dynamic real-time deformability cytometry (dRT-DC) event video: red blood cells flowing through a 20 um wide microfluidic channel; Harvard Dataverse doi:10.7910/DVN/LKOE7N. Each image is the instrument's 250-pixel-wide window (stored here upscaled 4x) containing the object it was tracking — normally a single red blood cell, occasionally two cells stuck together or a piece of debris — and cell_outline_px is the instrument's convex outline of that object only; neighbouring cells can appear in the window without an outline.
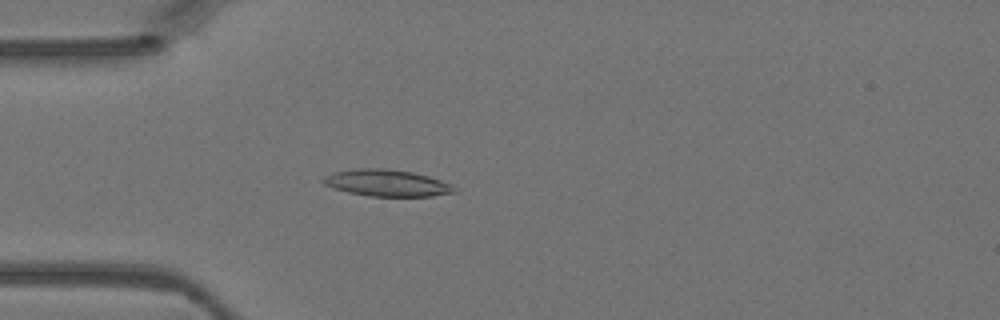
{"species": "Egyptian fruit bat (a non-hibernating species)", "species_latin": "Rousettus aegyptiacus", "temperature_condition": "warm", "stored_images_in_passage": 5, "camera_frame_rate_fps": 3000, "um_per_image_px": 0.085, "animal": {"sex": "female"}, "frame": {"image": 1, "passage_image": 5, "time_ms": 1.333, "image_size_px": [1000, 320], "cell_outline_px": [[456, 192], [432, 196], [368, 196], [348, 192], [324, 184], [320, 180], [324, 176], [332, 172], [352, 168], [384, 168], [412, 172], [428, 176], [452, 184], [456, 188]], "centroid_in_image_um": [32.86, 15.54], "position_along_channel_um": 52.1, "area_um2": 20.46}}